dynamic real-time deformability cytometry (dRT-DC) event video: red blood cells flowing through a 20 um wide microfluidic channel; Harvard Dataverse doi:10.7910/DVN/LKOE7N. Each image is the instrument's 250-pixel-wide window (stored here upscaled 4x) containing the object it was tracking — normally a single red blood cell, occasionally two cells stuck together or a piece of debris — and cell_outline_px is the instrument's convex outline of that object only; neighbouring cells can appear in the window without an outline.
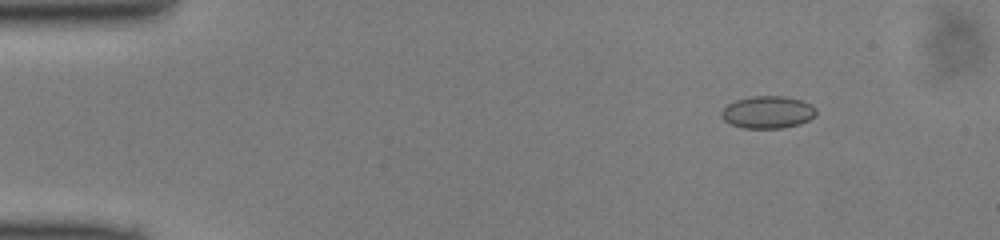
{"species": "common noctule bat (a hibernating species)", "species_latin": "Nyctalus noctula", "temperature_condition": "cold", "stored_images_in_passage": 45, "camera_frame_rate_fps": 3000, "um_per_image_px": 0.085, "animal": {"sex": "male", "body_mass_g": 13.0, "forearm_length_mm": 53.1}, "frame": {"image": 1, "passage_image": 2, "time_ms": 0.333, "image_size_px": [1000, 240], "cell_outline_px": [[816, 116], [800, 124], [780, 128], [744, 128], [732, 124], [724, 120], [720, 116], [720, 112], [728, 104], [736, 100], [752, 96], [784, 96], [800, 100], [812, 104], [816, 108]], "centroid_in_image_um": [65.27, 9.53], "position_along_channel_um": 19.7, "area_um2": 17.86}}
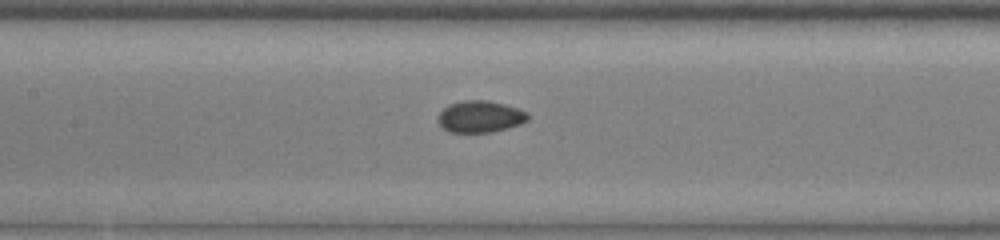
{"frame": {"image": 2, "passage_image": 19, "time_ms": 6.0, "image_size_px": [1000, 240], "cell_outline_px": [[528, 120], [520, 124], [508, 128], [492, 132], [448, 132], [436, 120], [440, 112], [448, 104], [464, 100], [484, 100], [504, 104], [528, 112]], "centroid_in_image_um": [40.8, 9.91], "position_along_channel_um": 166.6, "area_um2": 16.59}}
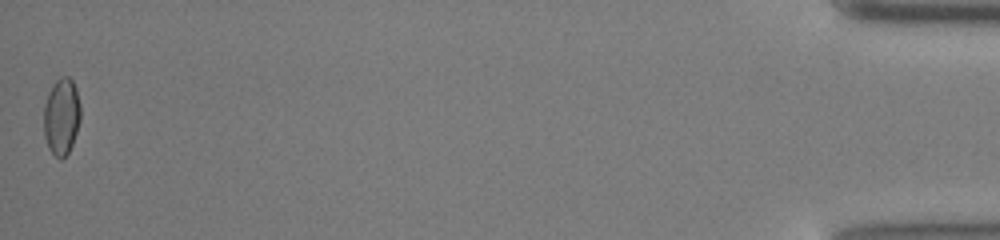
{"frame": {"image": 3, "passage_image": 45, "time_ms": 14.667, "image_size_px": [1000, 240], "cell_outline_px": [[80, 120], [72, 144], [68, 152], [60, 160], [48, 148], [44, 136], [44, 104], [48, 92], [52, 84], [60, 76], [68, 76], [72, 80], [76, 88], [80, 104]], "centroid_in_image_um": [5.22, 9.87], "position_along_channel_um": 430.0, "area_um2": 16.53}}